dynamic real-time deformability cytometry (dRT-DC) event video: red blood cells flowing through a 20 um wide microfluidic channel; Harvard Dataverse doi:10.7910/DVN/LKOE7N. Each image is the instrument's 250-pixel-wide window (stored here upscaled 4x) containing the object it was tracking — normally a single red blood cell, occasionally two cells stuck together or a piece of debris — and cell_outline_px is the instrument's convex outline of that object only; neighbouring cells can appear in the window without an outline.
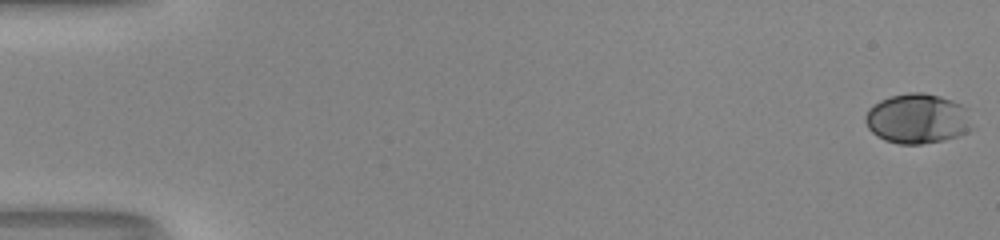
{"species": "human", "species_latin": "Homo sapiens", "temperature_condition": "room temperature", "stored_images_in_passage": 53, "camera_frame_rate_fps": 3000, "um_per_image_px": 0.085, "donor": {"sex": "male"}, "frame": {"image": 1, "passage_image": 1, "time_ms": 0.0, "image_size_px": [1000, 240], "cell_outline_px": [[976, 128], [968, 132], [956, 136], [940, 140], [920, 144], [900, 144], [884, 140], [876, 136], [868, 128], [864, 120], [864, 116], [868, 108], [880, 100], [892, 96], [908, 92], [924, 92], [940, 96], [952, 100], [960, 104], [964, 108]], "centroid_in_image_um": [77.97, 10.08], "position_along_channel_um": 7.0, "area_um2": 31.21}}
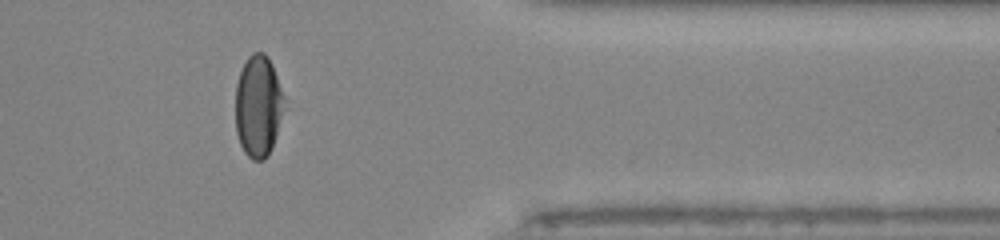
{"frame": {"image": 2, "passage_image": 44, "time_ms": 14.333, "image_size_px": [1000, 240], "cell_outline_px": [[288, 108], [272, 148], [268, 156], [264, 160], [252, 160], [244, 152], [240, 144], [236, 132], [236, 84], [240, 72], [248, 56], [252, 52], [264, 52], [268, 56], [272, 64]], "centroid_in_image_um": [21.99, 9.05], "position_along_channel_um": 389.4, "area_um2": 29.65}}
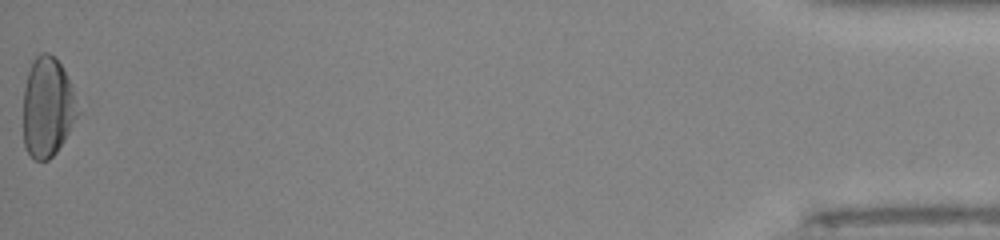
{"frame": {"image": 3, "passage_image": 53, "time_ms": 17.333, "image_size_px": [1000, 240], "cell_outline_px": [[80, 112], [64, 140], [56, 152], [48, 160], [36, 160], [28, 152], [24, 144], [24, 88], [28, 72], [32, 60], [40, 52], [48, 52], [60, 64], [68, 80]], "centroid_in_image_um": [4.02, 9.11], "position_along_channel_um": 431.2, "area_um2": 31.21}, "authors_computed_cell_mechanics": {"area_um2": 31.0386, "velocity_mm_per_s": 4.1288, "shape_relaxation_time_tau1_ms": 4.9489, "shape_relaxation_time_tau2_ms": null, "deformation_change_tau1": 0.2038, "deformation_change_tau2": null}}